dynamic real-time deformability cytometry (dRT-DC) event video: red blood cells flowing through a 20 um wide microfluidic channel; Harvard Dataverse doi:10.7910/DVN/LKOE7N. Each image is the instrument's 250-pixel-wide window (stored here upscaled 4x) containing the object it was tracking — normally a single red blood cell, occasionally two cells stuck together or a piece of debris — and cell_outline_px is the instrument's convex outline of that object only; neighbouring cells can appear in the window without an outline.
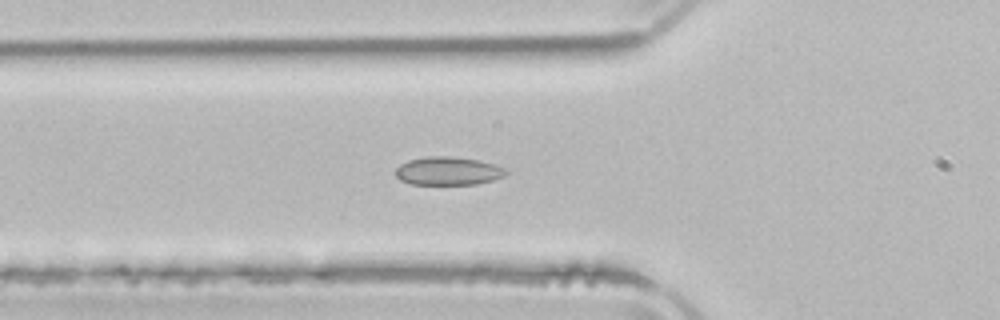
{"species": "common noctule bat (a hibernating species)", "species_latin": "Nyctalus noctula", "temperature_condition": "room temperature", "stored_images_in_passage": 15, "camera_frame_rate_fps": 3000, "um_per_image_px": 0.085, "animal": {"sex": "male", "body_mass_g": 21.5, "forearm_length_mm": 52.0}, "frame": {"image": 1, "passage_image": 10, "time_ms": 3.0, "image_size_px": [1000, 320], "cell_outline_px": [[508, 172], [504, 176], [492, 180], [476, 184], [412, 184], [400, 180], [396, 176], [396, 168], [400, 164], [408, 160], [428, 156], [452, 156], [480, 160], [496, 164], [504, 168]], "centroid_in_image_um": [38.09, 14.52], "position_along_channel_um": 87.7, "area_um2": 18.26}}
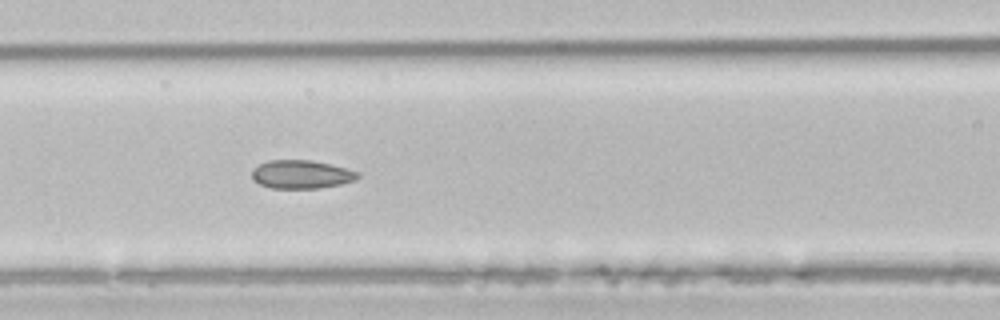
{"frame": {"image": 2, "passage_image": 14, "time_ms": 4.333, "image_size_px": [1000, 320], "cell_outline_px": [[360, 176], [356, 180], [340, 184], [320, 188], [272, 188], [260, 184], [252, 176], [252, 168], [268, 160], [312, 160], [360, 172]], "centroid_in_image_um": [25.63, 14.82], "position_along_channel_um": 141.0, "area_um2": 17.4}}